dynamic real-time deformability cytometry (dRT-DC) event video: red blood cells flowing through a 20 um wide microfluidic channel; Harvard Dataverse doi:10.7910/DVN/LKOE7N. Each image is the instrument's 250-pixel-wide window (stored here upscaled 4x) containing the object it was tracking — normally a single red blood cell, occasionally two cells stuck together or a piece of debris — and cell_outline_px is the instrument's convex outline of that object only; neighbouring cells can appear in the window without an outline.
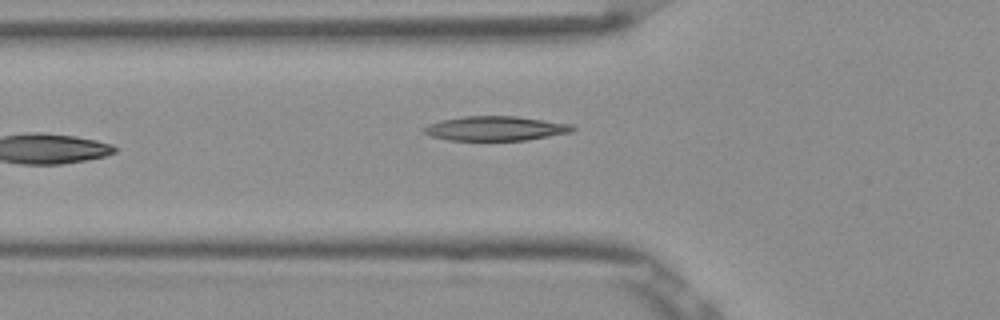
{"species": "Egyptian fruit bat (a non-hibernating species)", "species_latin": "Rousettus aegyptiacus", "temperature_condition": "room temperature", "stored_images_in_passage": 6, "camera_frame_rate_fps": 3000, "um_per_image_px": 0.085, "frame": {"image": 1, "passage_image": 6, "time_ms": 1.667, "image_size_px": [1000, 320], "cell_outline_px": [[576, 128], [572, 132], [528, 140], [448, 140], [432, 136], [424, 132], [420, 128], [428, 124], [440, 120], [464, 116], [516, 116], [572, 124]], "centroid_in_image_um": [42.11, 10.91], "position_along_channel_um": 83.7, "area_um2": 21.27}}